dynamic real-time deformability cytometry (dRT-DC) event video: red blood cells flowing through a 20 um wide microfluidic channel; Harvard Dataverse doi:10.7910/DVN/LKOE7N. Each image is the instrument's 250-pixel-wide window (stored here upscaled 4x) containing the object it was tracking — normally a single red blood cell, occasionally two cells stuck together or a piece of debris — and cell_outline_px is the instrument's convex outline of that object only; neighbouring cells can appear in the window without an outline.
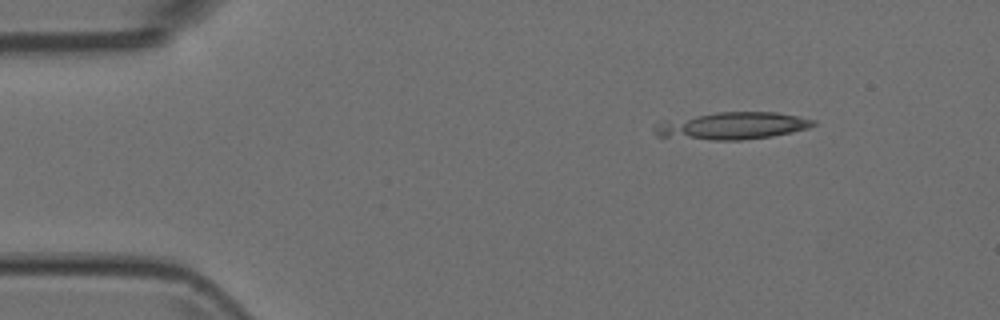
{"species": "Egyptian fruit bat (a non-hibernating species)", "species_latin": "Rousettus aegyptiacus", "temperature_condition": "room temperature", "stored_images_in_passage": 4, "camera_frame_rate_fps": 3000, "um_per_image_px": 0.085, "animal": {"sex": "female"}, "frame": {"image": 1, "passage_image": 4, "time_ms": 1.0, "image_size_px": [1000, 320], "cell_outline_px": [[816, 124], [808, 128], [792, 132], [772, 136], [740, 140], [712, 140], [656, 136], [652, 128], [656, 124], [716, 112], [776, 112], [816, 120]], "centroid_in_image_um": [62.3, 10.7], "position_along_channel_um": 22.7, "area_um2": 24.68}}